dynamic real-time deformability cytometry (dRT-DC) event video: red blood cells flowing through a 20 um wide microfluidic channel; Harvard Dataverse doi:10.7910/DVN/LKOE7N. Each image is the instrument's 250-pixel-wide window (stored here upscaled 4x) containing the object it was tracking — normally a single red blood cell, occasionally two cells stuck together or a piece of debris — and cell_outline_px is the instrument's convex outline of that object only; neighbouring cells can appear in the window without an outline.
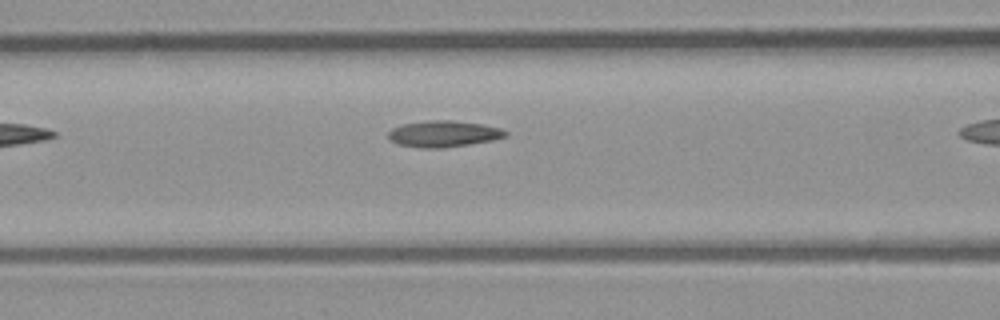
{"species": "common noctule bat (a hibernating species)", "species_latin": "Nyctalus noctula", "temperature_condition": "room temperature", "stored_images_in_passage": 5, "camera_frame_rate_fps": 3000, "um_per_image_px": 0.085, "animal": {"sex": "male", "body_mass_g": 23.1, "forearm_length_mm": 52.7}, "frame": {"image": 1, "passage_image": 4, "time_ms": 1.0, "image_size_px": [1000, 320], "cell_outline_px": [[508, 136], [492, 140], [444, 148], [420, 148], [400, 144], [392, 140], [388, 136], [388, 132], [392, 128], [404, 124], [432, 120], [452, 120], [480, 124], [500, 128], [508, 132]], "centroid_in_image_um": [37.72, 11.38], "position_along_channel_um": 128.9, "area_um2": 17.74}}